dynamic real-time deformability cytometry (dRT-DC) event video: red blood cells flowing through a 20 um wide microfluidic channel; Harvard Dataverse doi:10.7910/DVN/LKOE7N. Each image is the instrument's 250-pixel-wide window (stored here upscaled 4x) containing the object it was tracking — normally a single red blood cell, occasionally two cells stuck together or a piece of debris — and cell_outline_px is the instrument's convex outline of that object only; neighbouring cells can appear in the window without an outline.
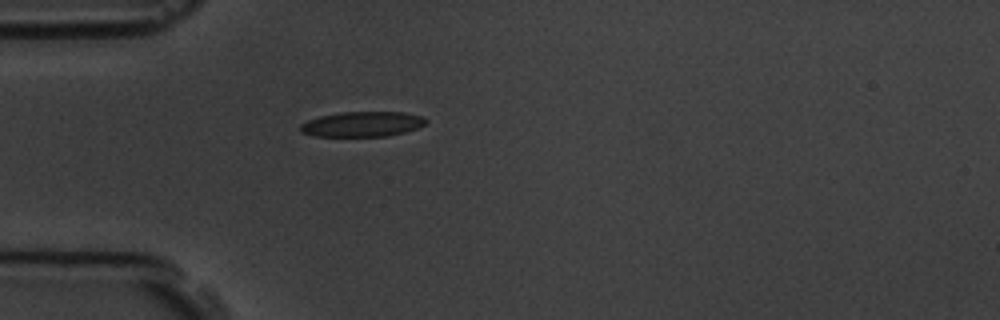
{"species": "common noctule bat (a hibernating species)", "species_latin": "Nyctalus noctula", "temperature_condition": "room temperature", "stored_images_in_passage": 1, "camera_frame_rate_fps": 3000, "um_per_image_px": 0.085, "animal": {"sex": "male", "body_mass_g": 19.5, "forearm_length_mm": 54.6}, "frame": {"image": 1, "passage_image": 1, "time_ms": 0.0, "image_size_px": [1000, 320], "cell_outline_px": [[428, 120], [424, 124], [416, 128], [404, 132], [388, 136], [312, 136], [300, 132], [300, 124], [308, 120], [320, 116], [340, 112], [404, 112], [424, 116]], "centroid_in_image_um": [30.78, 10.55], "position_along_channel_um": 54.2, "area_um2": 18.44}}